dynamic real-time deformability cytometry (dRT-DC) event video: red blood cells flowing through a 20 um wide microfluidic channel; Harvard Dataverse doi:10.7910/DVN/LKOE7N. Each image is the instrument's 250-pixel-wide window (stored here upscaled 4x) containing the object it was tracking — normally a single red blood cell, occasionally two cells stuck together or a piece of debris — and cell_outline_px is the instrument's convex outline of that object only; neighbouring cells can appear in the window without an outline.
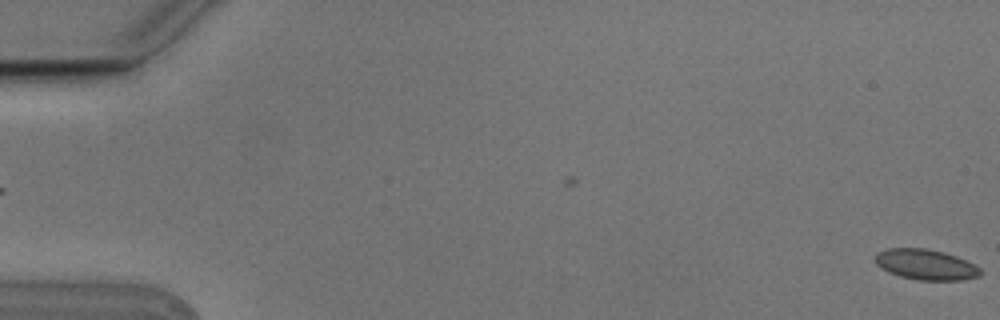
{"species": "Egyptian fruit bat (a non-hibernating species)", "species_latin": "Rousettus aegyptiacus", "temperature_condition": "cold", "stored_images_in_passage": 2, "camera_frame_rate_fps": 3000, "um_per_image_px": 0.085, "animal": {"sex": "male"}, "frame": {"image": 1, "passage_image": 2, "time_ms": 0.333, "image_size_px": [1000, 320], "cell_outline_px": [[984, 272], [980, 276], [964, 280], [916, 280], [900, 276], [888, 272], [880, 268], [876, 264], [876, 252], [888, 248], [928, 248], [944, 252], [956, 256], [980, 268]], "centroid_in_image_um": [78.69, 22.49], "position_along_channel_um": 6.3, "area_um2": 18.84}}